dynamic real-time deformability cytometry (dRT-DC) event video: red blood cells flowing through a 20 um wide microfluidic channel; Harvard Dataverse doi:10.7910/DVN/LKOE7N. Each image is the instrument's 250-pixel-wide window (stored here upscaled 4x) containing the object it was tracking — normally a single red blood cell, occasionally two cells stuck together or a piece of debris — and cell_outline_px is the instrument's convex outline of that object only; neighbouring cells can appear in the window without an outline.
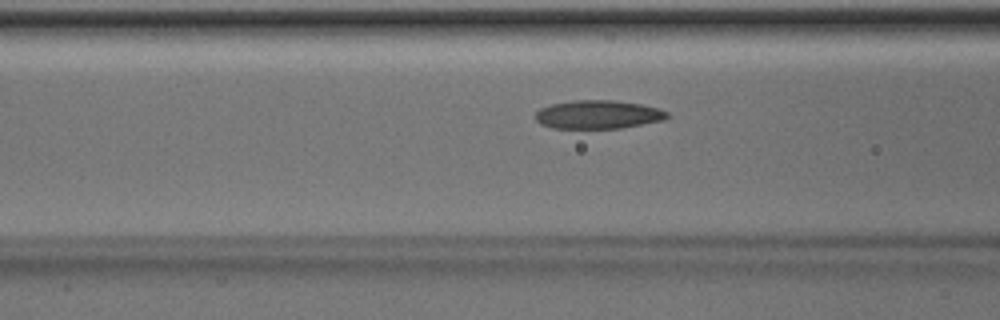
{"species": "Egyptian fruit bat (a non-hibernating species)", "species_latin": "Rousettus aegyptiacus", "temperature_condition": "room temperature", "stored_images_in_passage": 49, "camera_frame_rate_fps": 3000, "um_per_image_px": 0.085, "animal": {"sex": "male"}, "frame": {"image": 1, "passage_image": 18, "time_ms": 5.667, "image_size_px": [1000, 320], "cell_outline_px": [[668, 116], [664, 120], [620, 128], [552, 128], [540, 124], [536, 120], [536, 112], [540, 108], [552, 104], [572, 100], [616, 100], [640, 104], [660, 108], [668, 112]], "centroid_in_image_um": [50.84, 9.73], "position_along_channel_um": 115.8, "area_um2": 21.91}}
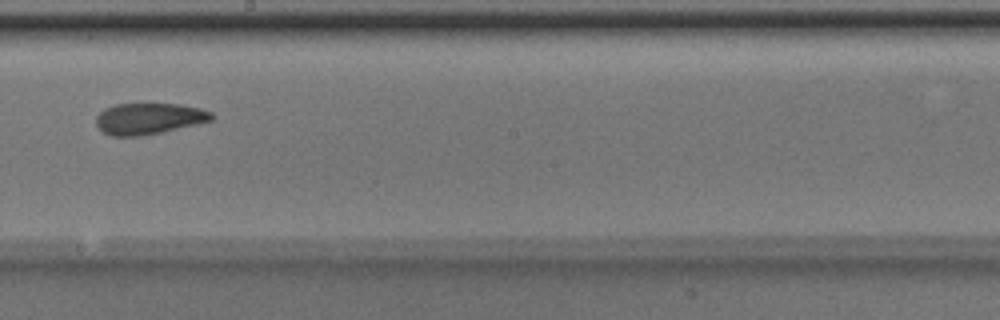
{"frame": {"image": 2, "passage_image": 27, "time_ms": 8.667, "image_size_px": [1000, 320], "cell_outline_px": [[216, 116], [212, 120], [196, 124], [160, 132], [140, 136], [112, 136], [104, 132], [96, 124], [96, 116], [104, 108], [116, 104], [180, 104], [200, 108], [212, 112]], "centroid_in_image_um": [12.66, 10.07], "position_along_channel_um": 235.5, "area_um2": 20.92}}
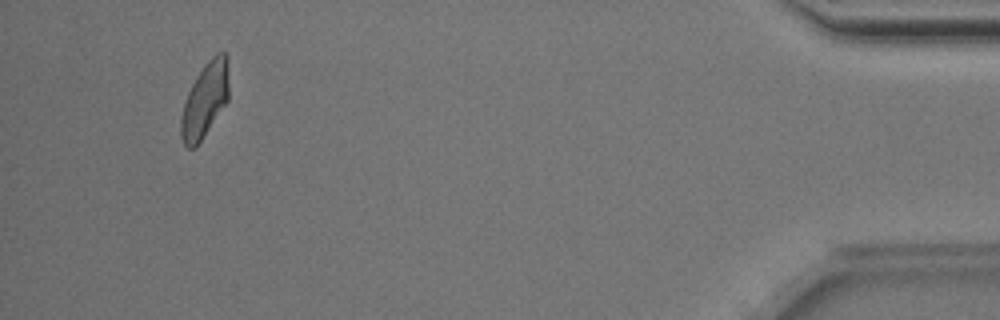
{"frame": {"image": 3, "passage_image": 46, "time_ms": 15.0, "image_size_px": [1000, 320], "cell_outline_px": [[228, 100], [200, 140], [192, 148], [188, 148], [184, 144], [180, 136], [180, 116], [188, 92], [196, 76], [204, 64], [216, 52], [224, 52], [228, 56]], "centroid_in_image_um": [17.41, 8.45], "position_along_channel_um": 417.8, "area_um2": 20.63}, "authors_computed_cell_mechanics": {"area_um2": 21.7906, "velocity_mm_per_s": 4.0002, "shape_relaxation_time_tau1_ms": 4.8107, "shape_relaxation_time_tau2_ms": 2.8001, "deformation_change_tau1": 0.1347, "deformation_change_tau2": 0.0942}}